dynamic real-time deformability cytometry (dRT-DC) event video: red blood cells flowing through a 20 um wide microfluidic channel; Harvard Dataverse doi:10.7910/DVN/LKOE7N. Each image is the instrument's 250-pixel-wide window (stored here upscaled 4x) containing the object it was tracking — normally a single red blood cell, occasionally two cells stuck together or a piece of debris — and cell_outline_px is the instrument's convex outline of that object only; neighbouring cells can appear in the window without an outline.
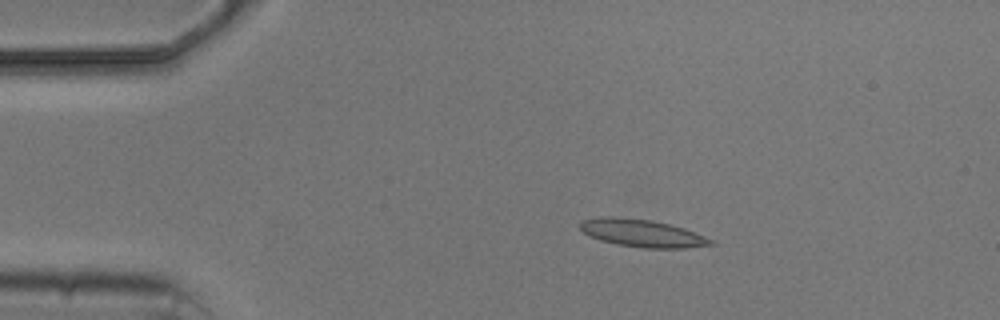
{"species": "common noctule bat (a hibernating species)", "species_latin": "Nyctalus noctula", "temperature_condition": "cold", "stored_images_in_passage": 3, "camera_frame_rate_fps": 3000, "um_per_image_px": 0.085, "animal": {"sex": "male", "body_mass_g": 20.5, "forearm_length_mm": 52.5}, "frame": {"image": 1, "passage_image": 2, "time_ms": 1.333, "image_size_px": [1000, 320], "cell_outline_px": [[716, 244], [684, 248], [640, 248], [616, 244], [600, 240], [588, 236], [580, 228], [580, 220], [600, 216], [616, 216], [652, 220], [684, 228], [716, 240]], "centroid_in_image_um": [54.57, 19.81], "position_along_channel_um": 30.4, "area_um2": 21.33}}